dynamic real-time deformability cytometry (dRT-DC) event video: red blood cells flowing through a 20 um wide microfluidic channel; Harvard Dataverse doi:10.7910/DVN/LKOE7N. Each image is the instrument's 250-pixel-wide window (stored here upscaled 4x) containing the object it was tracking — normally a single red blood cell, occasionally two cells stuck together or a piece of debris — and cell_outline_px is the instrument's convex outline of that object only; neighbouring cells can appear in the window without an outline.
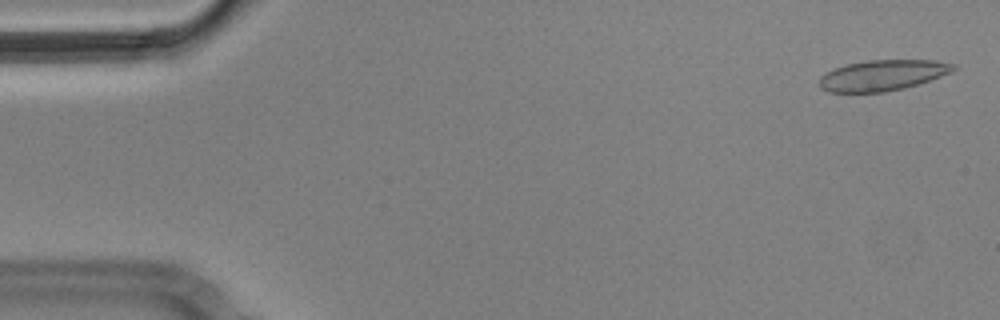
{"species": "Egyptian fruit bat (a non-hibernating species)", "species_latin": "Rousettus aegyptiacus", "temperature_condition": "cold", "stored_images_in_passage": 5, "camera_frame_rate_fps": 3000, "um_per_image_px": 0.085, "animal": {"sex": "male"}, "frame": {"image": 1, "passage_image": 5, "time_ms": 1.333, "image_size_px": [1000, 320], "cell_outline_px": [[956, 68], [952, 72], [904, 88], [884, 92], [828, 92], [820, 88], [820, 76], [836, 68], [848, 64], [868, 60], [936, 60], [956, 64]], "centroid_in_image_um": [75.03, 6.39], "position_along_channel_um": 10.0, "area_um2": 23.76}}